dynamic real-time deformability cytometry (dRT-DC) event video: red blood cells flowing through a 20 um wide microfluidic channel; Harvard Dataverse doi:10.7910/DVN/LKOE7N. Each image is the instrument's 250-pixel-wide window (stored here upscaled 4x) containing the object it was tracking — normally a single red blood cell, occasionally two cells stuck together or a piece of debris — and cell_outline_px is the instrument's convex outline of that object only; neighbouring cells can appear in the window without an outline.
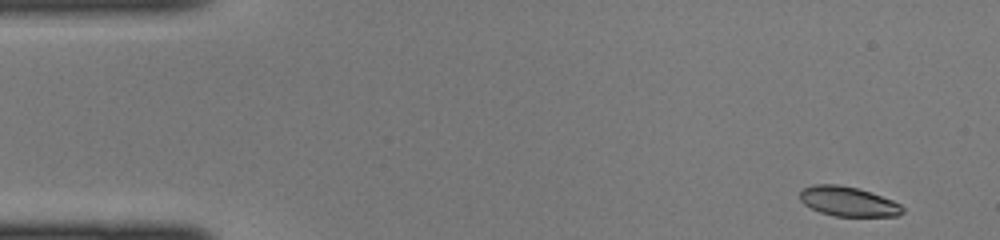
{"species": "common noctule bat (a hibernating species)", "species_latin": "Nyctalus noctula", "temperature_condition": "cold", "stored_images_in_passage": 43, "camera_frame_rate_fps": 3000, "um_per_image_px": 0.085, "animal": {"sex": "female", "body_mass_g": 22.0, "forearm_length_mm": 56.7}, "frame": {"image": 1, "passage_image": 1, "time_ms": 0.0, "image_size_px": [1000, 240], "cell_outline_px": [[904, 212], [896, 216], [832, 216], [820, 212], [804, 204], [800, 200], [800, 192], [804, 188], [812, 184], [836, 184], [856, 188], [892, 200], [900, 204], [904, 208]], "centroid_in_image_um": [72.07, 17.13], "position_along_channel_um": 12.9, "area_um2": 17.57}}
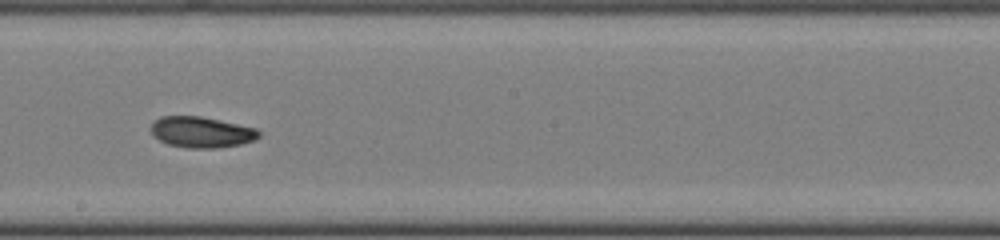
{"frame": {"image": 2, "passage_image": 23, "time_ms": 7.333, "image_size_px": [1000, 240], "cell_outline_px": [[260, 136], [256, 140], [240, 144], [216, 148], [188, 148], [168, 144], [152, 136], [148, 128], [152, 120], [160, 116], [200, 116], [220, 120], [256, 128], [260, 132]], "centroid_in_image_um": [17.06, 11.22], "position_along_channel_um": 231.1, "area_um2": 19.77}}
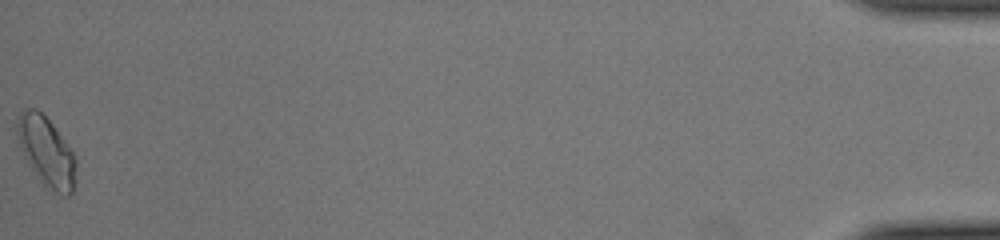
{"frame": {"image": 3, "passage_image": 43, "time_ms": 14.0, "image_size_px": [1000, 240], "cell_outline_px": [[76, 180], [72, 192], [68, 196], [60, 196], [44, 184], [36, 176], [28, 164], [20, 148], [12, 124], [20, 112], [28, 108], [36, 108], [52, 124], [64, 140], [72, 152], [76, 160]], "centroid_in_image_um": [3.9, 12.88], "position_along_channel_um": 431.3, "area_um2": 24.16}}